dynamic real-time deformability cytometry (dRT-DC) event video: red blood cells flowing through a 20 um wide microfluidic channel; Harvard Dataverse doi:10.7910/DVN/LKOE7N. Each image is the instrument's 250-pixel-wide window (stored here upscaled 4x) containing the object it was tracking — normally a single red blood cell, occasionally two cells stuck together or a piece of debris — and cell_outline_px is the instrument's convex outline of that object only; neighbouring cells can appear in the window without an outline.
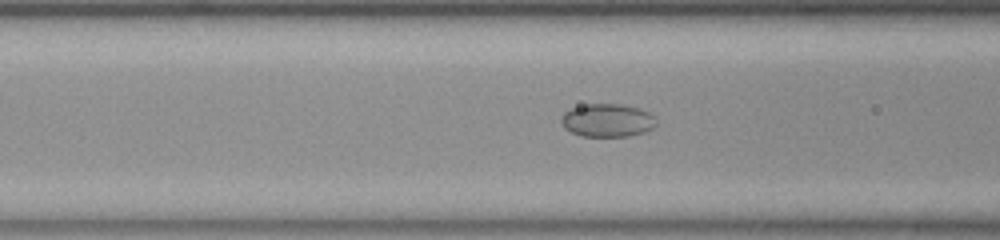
{"species": "common noctule bat (a hibernating species)", "species_latin": "Nyctalus noctula", "temperature_condition": "room temperature", "stored_images_in_passage": 39, "camera_frame_rate_fps": 3000, "um_per_image_px": 0.085, "animal": {"sex": "female", "body_mass_g": 23.0, "forearm_length_mm": 53.4}, "frame": {"image": 1, "passage_image": 5, "time_ms": 1.333, "image_size_px": [1000, 240], "cell_outline_px": [[656, 124], [652, 128], [644, 132], [628, 136], [584, 136], [572, 132], [564, 128], [560, 120], [564, 112], [572, 108], [588, 104], [624, 104], [640, 108], [648, 112], [656, 120]], "centroid_in_image_um": [51.63, 10.22], "position_along_channel_um": 115.0, "area_um2": 18.26}}
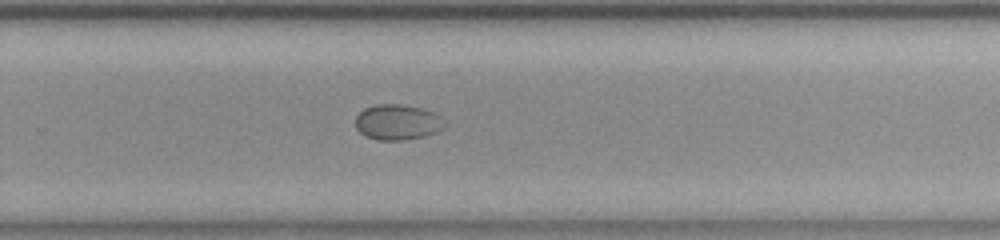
{"frame": {"image": 2, "passage_image": 20, "time_ms": 6.333, "image_size_px": [1000, 240], "cell_outline_px": [[448, 124], [444, 128], [436, 132], [424, 136], [404, 140], [380, 140], [368, 136], [360, 132], [356, 128], [356, 116], [364, 108], [376, 104], [400, 104], [424, 108], [440, 116]], "centroid_in_image_um": [33.82, 10.37], "position_along_channel_um": 296.0, "area_um2": 18.5}}
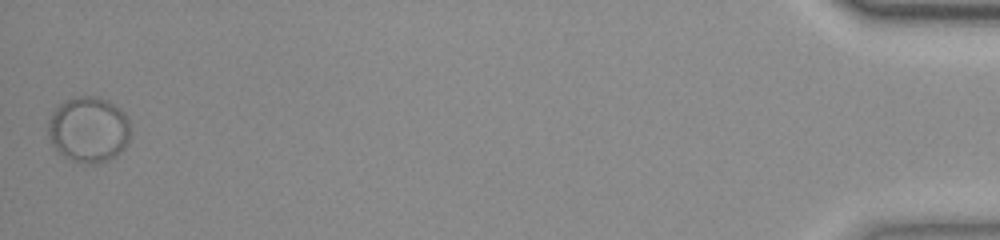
{"frame": {"image": 3, "passage_image": 39, "time_ms": 12.667, "image_size_px": [1000, 240], "cell_outline_px": [[128, 140], [124, 148], [116, 156], [108, 160], [96, 164], [88, 164], [72, 160], [64, 156], [52, 144], [48, 136], [48, 120], [52, 112], [64, 100], [76, 96], [96, 96], [108, 100], [120, 108], [124, 112], [128, 120]], "centroid_in_image_um": [7.51, 11.0], "position_along_channel_um": 427.7, "area_um2": 31.56}}